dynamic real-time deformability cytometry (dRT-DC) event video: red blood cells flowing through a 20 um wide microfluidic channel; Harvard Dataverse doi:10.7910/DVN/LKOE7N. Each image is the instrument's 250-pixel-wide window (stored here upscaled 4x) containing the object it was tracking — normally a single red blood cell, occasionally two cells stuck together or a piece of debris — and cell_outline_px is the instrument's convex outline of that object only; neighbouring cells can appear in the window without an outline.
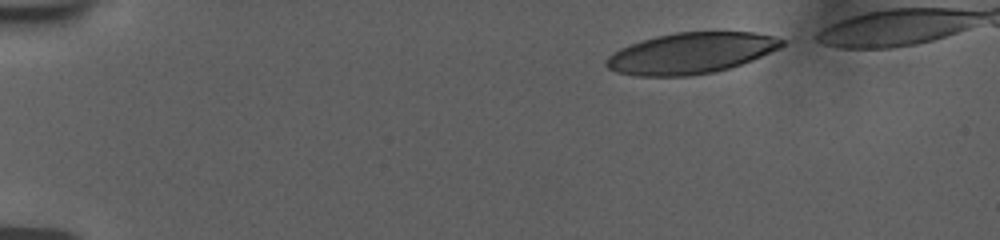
{"species": "human", "species_latin": "Homo sapiens", "temperature_condition": "room temperature", "stored_images_in_passage": 42, "camera_frame_rate_fps": 3000, "um_per_image_px": 0.085, "donor": {"sex": "female"}, "frame": {"image": 1, "passage_image": 1, "time_ms": 0.0, "image_size_px": [1000, 240], "cell_outline_px": [[784, 44], [780, 48], [752, 60], [732, 68], [716, 72], [688, 76], [636, 76], [616, 72], [608, 68], [604, 64], [608, 56], [612, 52], [620, 48], [656, 36], [676, 32], [752, 32], [772, 36], [784, 40]], "centroid_in_image_um": [58.72, 4.53], "position_along_channel_um": 26.3, "area_um2": 41.96}}
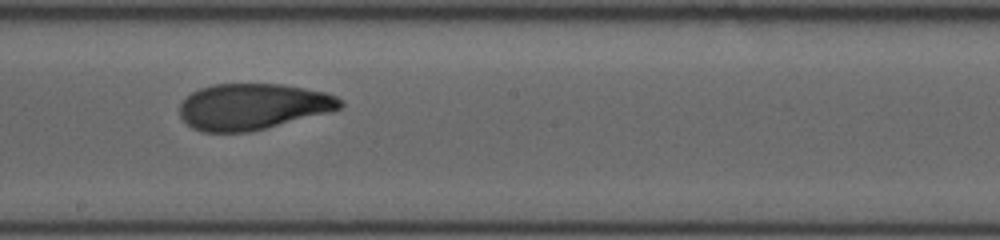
{"frame": {"image": 2, "passage_image": 25, "time_ms": 8.0, "image_size_px": [1000, 240], "cell_outline_px": [[344, 104], [340, 108], [328, 112], [248, 132], [204, 132], [192, 128], [180, 116], [180, 104], [192, 92], [200, 88], [212, 84], [284, 84], [324, 92], [336, 96], [344, 100]], "centroid_in_image_um": [21.48, 9.05], "position_along_channel_um": 226.7, "area_um2": 42.83}}
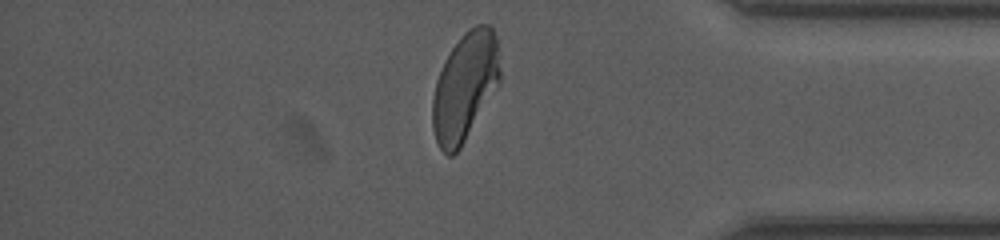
{"frame": {"image": 3, "passage_image": 40, "time_ms": 13.0, "image_size_px": [1000, 240], "cell_outline_px": [[500, 80], [460, 148], [452, 156], [448, 156], [440, 148], [436, 140], [432, 128], [432, 100], [436, 80], [444, 60], [452, 48], [464, 32], [476, 24], [488, 24], [492, 28], [496, 36], [500, 68]], "centroid_in_image_um": [39.49, 7.35], "position_along_channel_um": 395.7, "area_um2": 42.14}, "authors_computed_cell_mechanics": {"area_um2": 43.9569, "velocity_mm_per_s": 3.7389, "shape_relaxation_time_tau1_ms": 4.5251, "shape_relaxation_time_tau2_ms": 1.0681, "deformation_change_tau1": 0.19, "deformation_change_tau2": 0.0736}}